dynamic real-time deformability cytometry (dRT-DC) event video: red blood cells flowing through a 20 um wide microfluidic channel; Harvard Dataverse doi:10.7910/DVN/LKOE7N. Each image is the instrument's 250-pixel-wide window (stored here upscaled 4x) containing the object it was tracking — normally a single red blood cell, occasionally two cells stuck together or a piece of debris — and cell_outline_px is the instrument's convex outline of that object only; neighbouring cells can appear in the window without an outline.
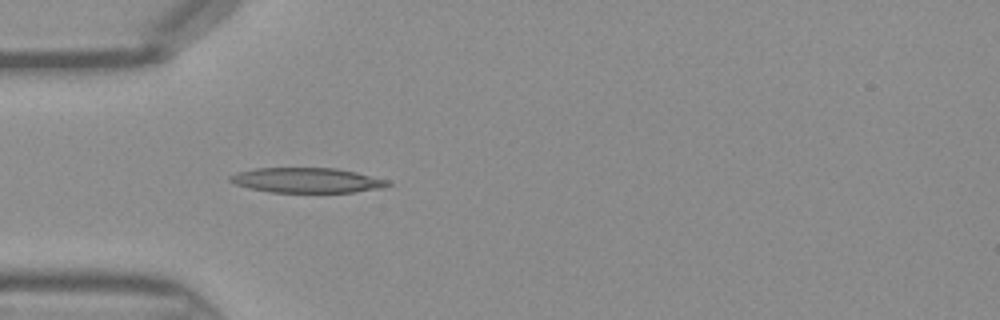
{"species": "Egyptian fruit bat (a non-hibernating species)", "species_latin": "Rousettus aegyptiacus", "temperature_condition": "warm", "stored_images_in_passage": 34, "camera_frame_rate_fps": 3000, "um_per_image_px": 0.085, "frame": {"image": 1, "passage_image": 3, "time_ms": 0.667, "image_size_px": [1000, 320], "cell_outline_px": [[392, 184], [384, 188], [352, 192], [268, 192], [236, 184], [228, 180], [228, 176], [236, 172], [256, 168], [336, 168], [356, 172], [392, 180]], "centroid_in_image_um": [26.14, 15.32], "position_along_channel_um": 58.9, "area_um2": 23.12}}
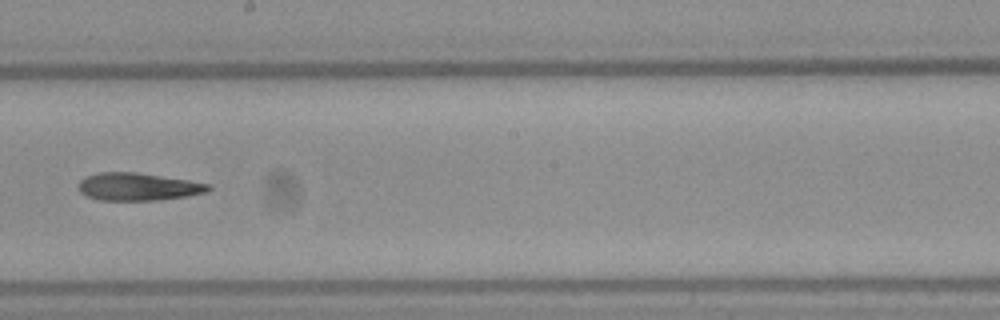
{"frame": {"image": 2, "passage_image": 15, "time_ms": 4.667, "image_size_px": [1000, 320], "cell_outline_px": [[212, 188], [208, 192], [188, 196], [156, 200], [100, 200], [88, 196], [80, 192], [80, 180], [84, 176], [96, 172], [136, 172], [188, 180], [212, 184]], "centroid_in_image_um": [11.77, 15.86], "position_along_channel_um": 236.4, "area_um2": 20.98}}
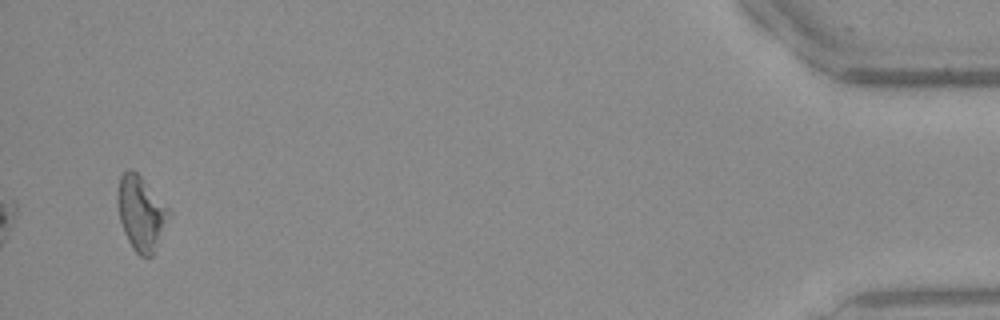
{"frame": {"image": 3, "passage_image": 33, "time_ms": 10.667, "image_size_px": [1000, 320], "cell_outline_px": [[172, 216], [152, 256], [140, 256], [132, 248], [124, 232], [120, 220], [120, 176], [128, 168], [132, 168], [144, 180], [172, 212]], "centroid_in_image_um": [12.06, 18.16], "position_along_channel_um": 423.1, "area_um2": 21.73}}